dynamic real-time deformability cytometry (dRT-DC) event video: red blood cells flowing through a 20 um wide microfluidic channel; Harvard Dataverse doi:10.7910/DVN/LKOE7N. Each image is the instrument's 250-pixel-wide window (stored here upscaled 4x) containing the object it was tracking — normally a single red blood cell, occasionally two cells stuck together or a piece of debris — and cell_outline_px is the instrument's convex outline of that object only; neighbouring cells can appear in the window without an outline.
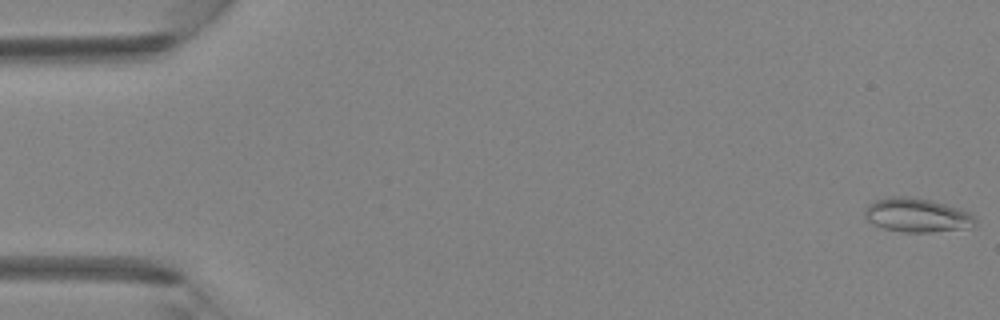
{"species": "Egyptian fruit bat (a non-hibernating species)", "species_latin": "Rousettus aegyptiacus", "temperature_condition": "room temperature", "stored_images_in_passage": 44, "camera_frame_rate_fps": 3000, "um_per_image_px": 0.085, "animal": {"sex": "female"}, "frame": {"image": 1, "passage_image": 1, "time_ms": 0.0, "image_size_px": [1000, 320], "cell_outline_px": [[976, 220], [972, 228], [932, 232], [904, 232], [884, 228], [868, 220], [864, 216], [864, 212], [868, 204], [876, 200], [888, 196], [908, 196], [932, 200], [960, 208], [968, 212]], "centroid_in_image_um": [77.95, 18.28], "position_along_channel_um": 7.0, "area_um2": 21.91}}
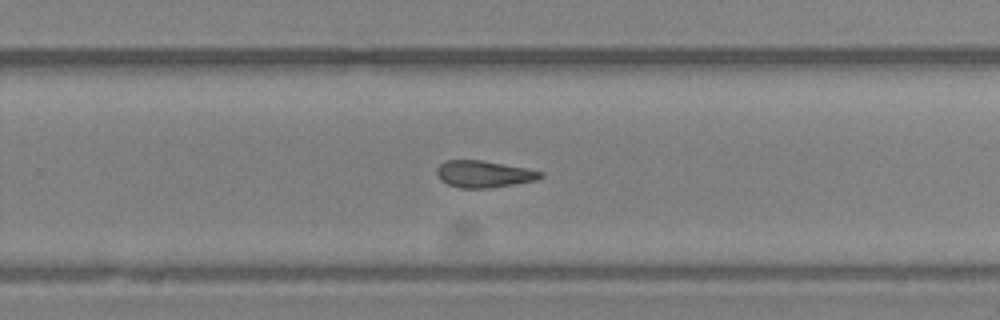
{"frame": {"image": 2, "passage_image": 29, "time_ms": 9.333, "image_size_px": [1000, 320], "cell_outline_px": [[544, 176], [536, 180], [488, 188], [460, 188], [448, 184], [440, 180], [436, 172], [436, 168], [444, 160], [480, 160], [528, 168], [544, 172]], "centroid_in_image_um": [41.11, 14.79], "position_along_channel_um": 288.7, "area_um2": 16.24}}
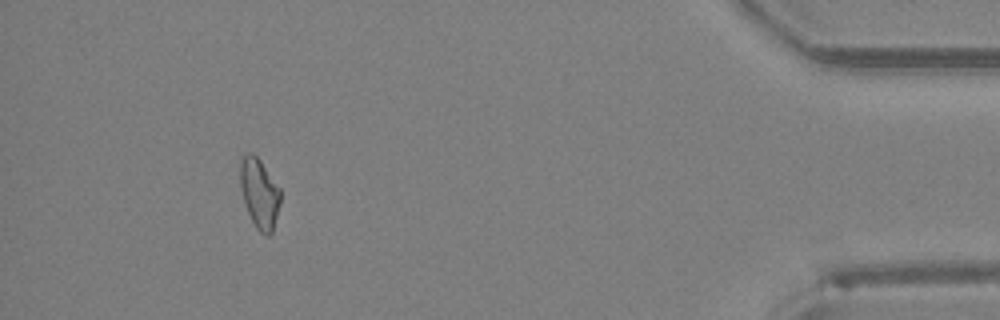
{"frame": {"image": 3, "passage_image": 41, "time_ms": 13.333, "image_size_px": [1000, 320], "cell_outline_px": [[280, 204], [272, 232], [268, 236], [260, 232], [256, 228], [244, 204], [240, 188], [240, 160], [248, 152], [252, 152], [260, 160], [280, 188]], "centroid_in_image_um": [22.04, 16.42], "position_along_channel_um": 413.2, "area_um2": 16.36}}